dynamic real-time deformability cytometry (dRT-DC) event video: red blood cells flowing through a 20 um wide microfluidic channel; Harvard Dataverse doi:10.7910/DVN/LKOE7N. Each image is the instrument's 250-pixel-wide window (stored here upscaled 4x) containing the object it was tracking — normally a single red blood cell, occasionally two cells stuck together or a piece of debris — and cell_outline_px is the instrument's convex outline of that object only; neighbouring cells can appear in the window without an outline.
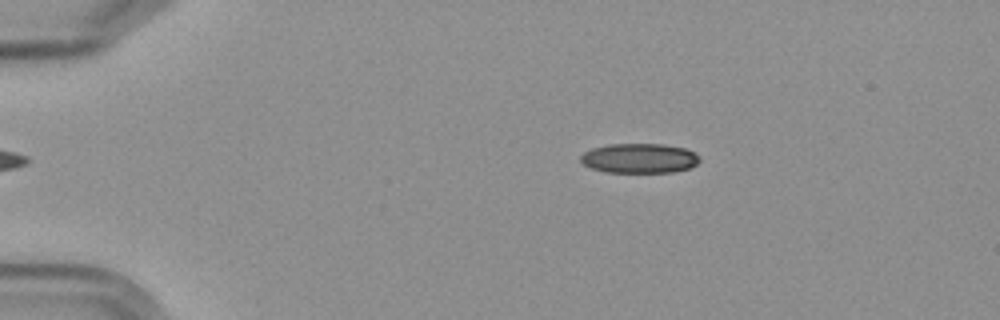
{"species": "Egyptian fruit bat (a non-hibernating species)", "species_latin": "Rousettus aegyptiacus", "temperature_condition": "cold", "stored_images_in_passage": 5, "camera_frame_rate_fps": 3000, "um_per_image_px": 0.085, "frame": {"image": 1, "passage_image": 3, "time_ms": 2.333, "image_size_px": [1000, 320], "cell_outline_px": [[700, 160], [696, 164], [688, 168], [672, 172], [604, 172], [592, 168], [584, 164], [580, 160], [580, 156], [584, 152], [592, 148], [608, 144], [664, 144], [684, 148], [700, 156]], "centroid_in_image_um": [54.33, 13.45], "position_along_channel_um": 30.7, "area_um2": 20.52}}